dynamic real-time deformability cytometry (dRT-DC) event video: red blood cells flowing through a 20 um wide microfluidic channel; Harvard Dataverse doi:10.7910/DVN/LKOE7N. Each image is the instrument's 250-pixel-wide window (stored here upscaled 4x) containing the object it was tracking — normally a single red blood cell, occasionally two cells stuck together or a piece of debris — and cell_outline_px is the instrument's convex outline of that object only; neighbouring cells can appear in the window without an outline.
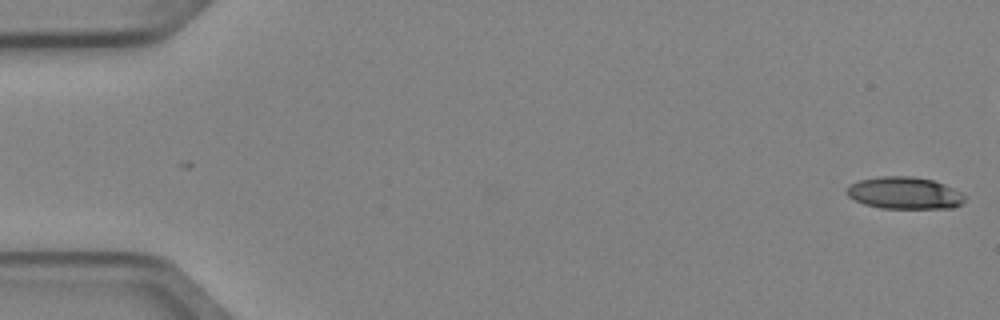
{"species": "Egyptian fruit bat (a non-hibernating species)", "species_latin": "Rousettus aegyptiacus", "temperature_condition": "cold", "stored_images_in_passage": 5, "camera_frame_rate_fps": 3000, "um_per_image_px": 0.085, "animal": {"sex": "female"}, "frame": {"image": 1, "passage_image": 1, "time_ms": 0.0, "image_size_px": [1000, 320], "cell_outline_px": [[968, 196], [956, 208], [880, 208], [864, 204], [848, 196], [844, 192], [844, 188], [848, 184], [860, 180], [880, 176], [912, 176], [932, 180], [944, 184]], "centroid_in_image_um": [76.85, 16.4], "position_along_channel_um": 8.1, "area_um2": 22.25}}